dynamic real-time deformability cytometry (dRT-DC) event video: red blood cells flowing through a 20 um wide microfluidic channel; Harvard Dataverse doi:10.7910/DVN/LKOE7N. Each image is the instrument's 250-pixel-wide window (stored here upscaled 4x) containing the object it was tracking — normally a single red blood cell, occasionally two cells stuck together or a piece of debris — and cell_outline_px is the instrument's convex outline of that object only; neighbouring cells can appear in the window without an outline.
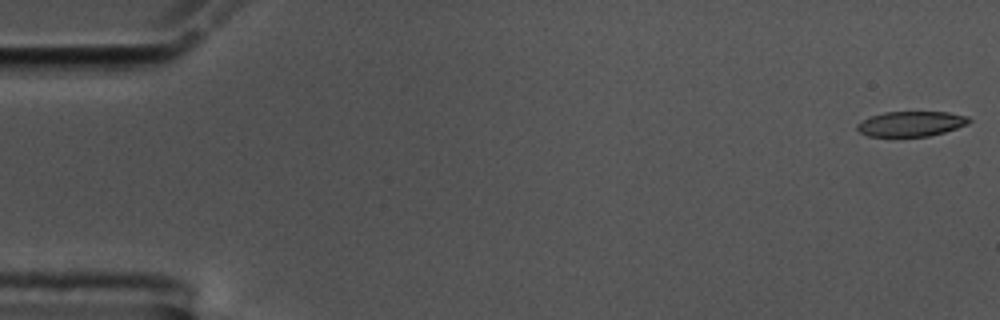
{"species": "common noctule bat (a hibernating species)", "species_latin": "Nyctalus noctula", "temperature_condition": "cold", "stored_images_in_passage": 57, "camera_frame_rate_fps": 3000, "um_per_image_px": 0.085, "animal": {"sex": "male", "body_mass_g": 17.5, "forearm_length_mm": 52.3}, "frame": {"image": 1, "passage_image": 1, "time_ms": 0.0, "image_size_px": [1000, 320], "cell_outline_px": [[972, 120], [968, 124], [944, 132], [928, 136], [868, 136], [860, 132], [856, 128], [856, 124], [872, 116], [884, 112], [948, 112], [968, 116]], "centroid_in_image_um": [77.46, 10.52], "position_along_channel_um": 7.5, "area_um2": 16.24}}
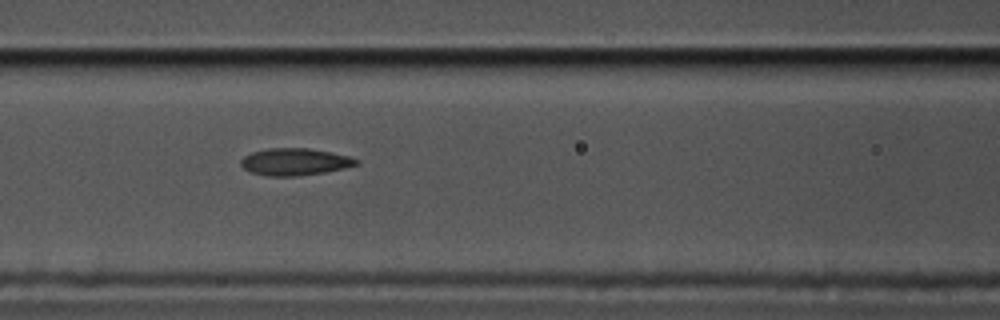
{"frame": {"image": 2, "passage_image": 24, "time_ms": 7.667, "image_size_px": [1000, 320], "cell_outline_px": [[360, 164], [344, 168], [324, 172], [296, 176], [268, 176], [248, 172], [240, 164], [240, 160], [244, 156], [252, 152], [268, 148], [308, 148], [332, 152], [348, 156], [360, 160]], "centroid_in_image_um": [25.05, 13.75], "position_along_channel_um": 141.5, "area_um2": 18.32}}
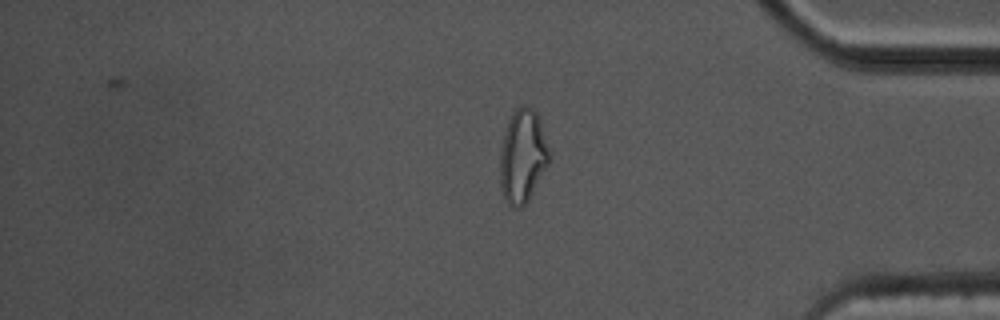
{"frame": {"image": 3, "passage_image": 47, "time_ms": 15.333, "image_size_px": [1000, 320], "cell_outline_px": [[548, 164], [528, 200], [520, 208], [512, 208], [508, 204], [500, 188], [500, 148], [504, 132], [508, 120], [516, 108], [532, 108], [536, 112], [540, 120], [548, 148]], "centroid_in_image_um": [44.39, 13.3], "position_along_channel_um": 390.8, "area_um2": 26.36}, "authors_computed_cell_mechanics": {"area_um2": 18.3804, "velocity_mm_per_s": 3.5477, "shape_relaxation_time_tau1_ms": null, "shape_relaxation_time_tau2_ms": 2.4083, "deformation_change_tau1": null, "deformation_change_tau2": 0.0941}}